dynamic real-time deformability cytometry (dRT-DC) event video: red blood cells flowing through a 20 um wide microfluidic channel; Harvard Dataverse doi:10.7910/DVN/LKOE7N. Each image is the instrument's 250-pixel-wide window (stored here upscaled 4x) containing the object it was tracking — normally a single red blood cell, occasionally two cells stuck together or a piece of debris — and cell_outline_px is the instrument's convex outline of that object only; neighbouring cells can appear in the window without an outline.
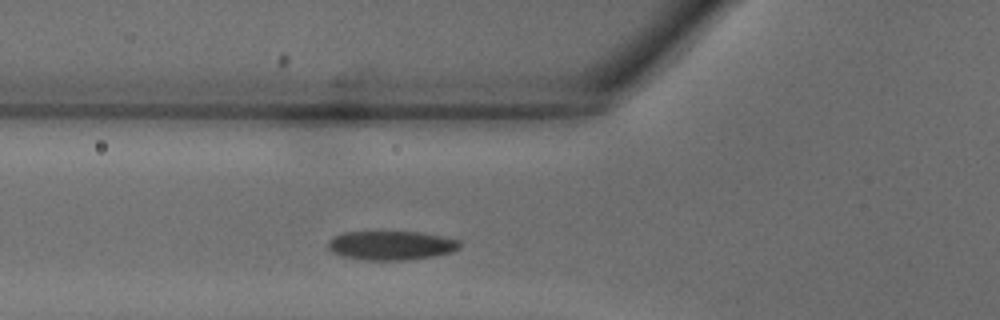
{"species": "common noctule bat (a hibernating species)", "species_latin": "Nyctalus noctula", "temperature_condition": "warm", "stored_images_in_passage": 20, "camera_frame_rate_fps": 3000, "um_per_image_px": 0.085, "animal": {"sex": "male", "body_mass_g": 18.8}, "frame": {"image": 1, "passage_image": 2, "time_ms": 0.333, "image_size_px": [1000, 320], "cell_outline_px": [[464, 244], [460, 248], [452, 252], [432, 256], [404, 260], [364, 260], [340, 256], [332, 252], [328, 248], [328, 240], [344, 232], [420, 232], [444, 236], [460, 240]], "centroid_in_image_um": [33.28, 20.86], "position_along_channel_um": 92.5, "area_um2": 22.48}}
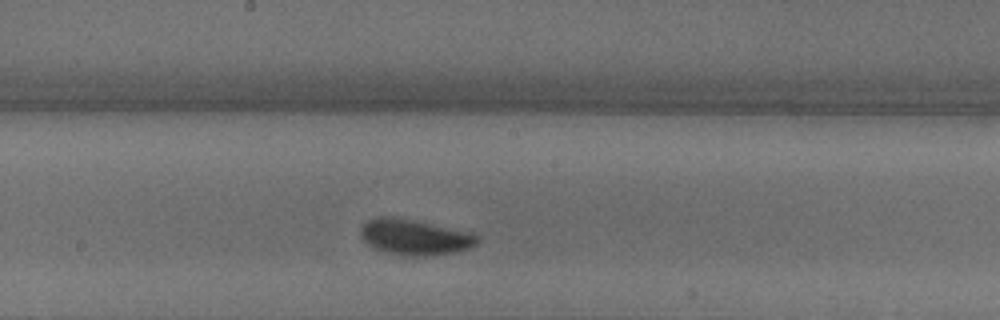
{"frame": {"image": 2, "passage_image": 9, "time_ms": 2.667, "image_size_px": [1000, 320], "cell_outline_px": [[480, 240], [476, 244], [468, 248], [456, 252], [432, 256], [400, 256], [384, 252], [372, 248], [360, 236], [360, 228], [368, 220], [376, 216], [392, 216], [416, 220], [472, 232], [480, 236]], "centroid_in_image_um": [35.25, 20.16], "position_along_channel_um": 213.0, "area_um2": 24.85}}
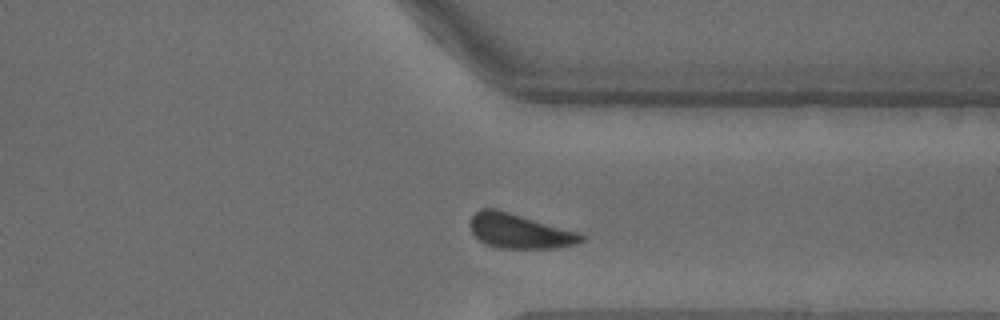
{"frame": {"image": 3, "passage_image": 18, "time_ms": 5.667, "image_size_px": [1000, 320], "cell_outline_px": [[584, 240], [576, 244], [556, 248], [500, 248], [484, 244], [472, 232], [468, 224], [472, 216], [480, 208], [496, 208], [576, 232], [584, 236]], "centroid_in_image_um": [44.1, 19.64], "position_along_channel_um": 367.3, "area_um2": 22.2}}